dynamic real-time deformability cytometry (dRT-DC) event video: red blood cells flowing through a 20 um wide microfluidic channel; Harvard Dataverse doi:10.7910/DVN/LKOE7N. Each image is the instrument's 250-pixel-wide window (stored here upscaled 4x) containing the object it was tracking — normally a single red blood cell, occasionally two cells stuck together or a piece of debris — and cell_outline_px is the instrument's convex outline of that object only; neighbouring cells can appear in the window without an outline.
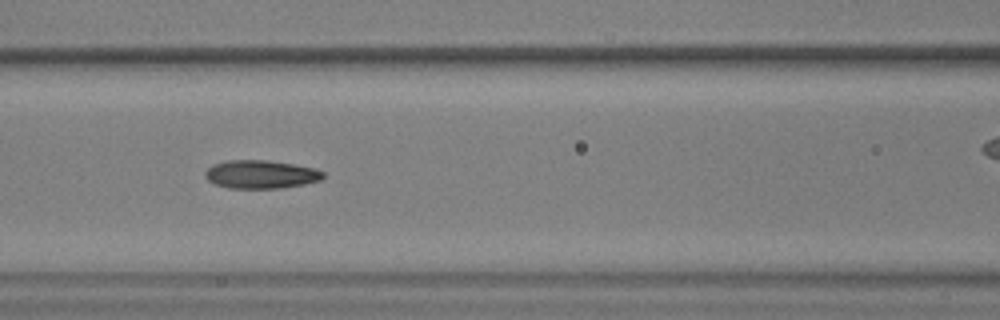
{"species": "common noctule bat (a hibernating species)", "species_latin": "Nyctalus noctula", "temperature_condition": "warm", "stored_images_in_passage": 52, "camera_frame_rate_fps": 3000, "um_per_image_px": 0.085, "animal": {"sex": "male", "body_mass_g": 17.9, "forearm_length_mm": 54.2}, "frame": {"image": 1, "passage_image": 20, "time_ms": 6.333, "image_size_px": [1000, 320], "cell_outline_px": [[324, 176], [320, 180], [304, 184], [284, 188], [228, 188], [216, 184], [208, 180], [204, 176], [204, 172], [212, 164], [228, 160], [268, 160], [316, 168], [324, 172]], "centroid_in_image_um": [22.17, 14.82], "position_along_channel_um": 144.4, "area_um2": 19.54}}
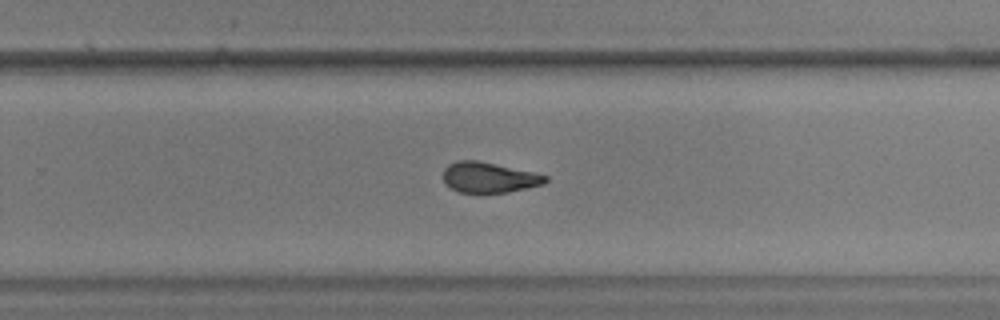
{"frame": {"image": 2, "passage_image": 32, "time_ms": 10.333, "image_size_px": [1000, 320], "cell_outline_px": [[548, 180], [544, 184], [528, 188], [508, 192], [460, 192], [444, 184], [444, 168], [448, 164], [456, 160], [476, 160], [532, 172], [548, 176]], "centroid_in_image_um": [41.55, 15.08], "position_along_channel_um": 288.2, "area_um2": 17.98}}
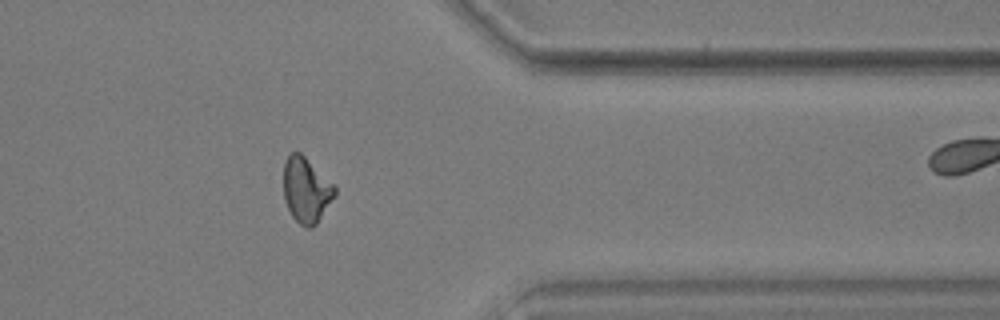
{"frame": {"image": 3, "passage_image": 41, "time_ms": 13.333, "image_size_px": [1000, 320], "cell_outline_px": [[336, 192], [316, 224], [312, 228], [308, 228], [300, 224], [292, 216], [284, 200], [284, 164], [288, 156], [292, 152], [300, 152], [336, 184]], "centroid_in_image_um": [26.03, 16.13], "position_along_channel_um": 385.4, "area_um2": 19.42}, "authors_computed_cell_mechanics": {"area_um2": 19.1607, "velocity_mm_per_s": 3.6041, "shape_relaxation_time_tau1_ms": null, "shape_relaxation_time_tau2_ms": 2.0479, "deformation_change_tau1": null, "deformation_change_tau2": 0.0998}}